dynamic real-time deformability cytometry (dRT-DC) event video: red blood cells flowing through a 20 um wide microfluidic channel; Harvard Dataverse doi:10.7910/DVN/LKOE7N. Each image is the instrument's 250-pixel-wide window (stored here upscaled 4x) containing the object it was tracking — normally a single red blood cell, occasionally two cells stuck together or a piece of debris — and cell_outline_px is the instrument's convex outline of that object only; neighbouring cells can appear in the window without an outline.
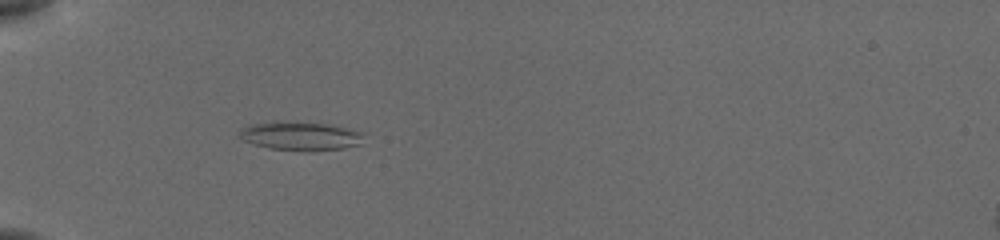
{"species": "common noctule bat (a hibernating species)", "species_latin": "Nyctalus noctula", "temperature_condition": "cold", "stored_images_in_passage": 55, "camera_frame_rate_fps": 3000, "um_per_image_px": 0.085, "animal": {"sex": "female", "body_mass_g": 19.5, "forearm_length_mm": 54.1}, "frame": {"image": 1, "passage_image": 19, "time_ms": 6.0, "image_size_px": [1000, 240], "cell_outline_px": [[360, 144], [344, 148], [268, 148], [244, 140], [236, 136], [240, 128], [252, 124], [276, 120], [328, 124], [344, 128], [356, 132], [360, 136]], "centroid_in_image_um": [25.36, 11.5], "position_along_channel_um": 59.6, "area_um2": 19.65}}
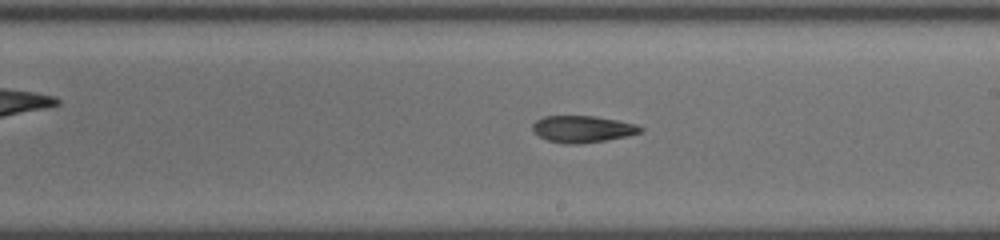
{"frame": {"image": 2, "passage_image": 34, "time_ms": 11.0, "image_size_px": [1000, 240], "cell_outline_px": [[644, 132], [628, 136], [580, 144], [564, 144], [548, 140], [540, 136], [532, 128], [532, 124], [536, 120], [544, 116], [596, 116], [636, 124], [644, 128]], "centroid_in_image_um": [49.55, 10.97], "position_along_channel_um": 239.4, "area_um2": 16.82}}
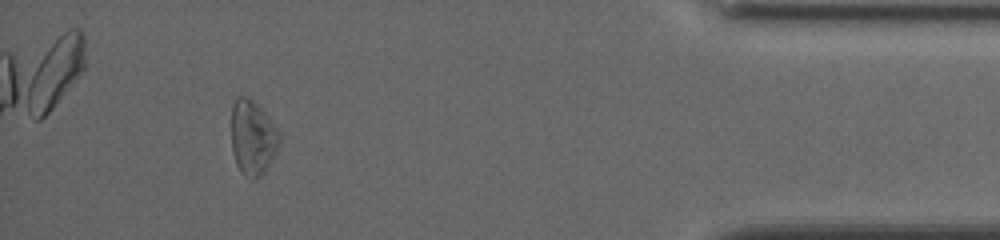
{"frame": {"image": 3, "passage_image": 51, "time_ms": 16.667, "image_size_px": [1000, 240], "cell_outline_px": [[280, 144], [276, 152], [264, 172], [260, 176], [252, 180], [244, 176], [240, 172], [236, 164], [232, 148], [232, 104], [236, 96], [248, 96], [264, 112], [280, 132]], "centroid_in_image_um": [21.47, 11.71], "position_along_channel_um": 413.7, "area_um2": 20.98}, "authors_computed_cell_mechanics": {"area_um2": 19.652, "velocity_mm_per_s": 3.8791, "shape_relaxation_time_tau1_ms": null, "shape_relaxation_time_tau2_ms": 6.4743, "deformation_change_tau1": null, "deformation_change_tau2": 0.1604}}